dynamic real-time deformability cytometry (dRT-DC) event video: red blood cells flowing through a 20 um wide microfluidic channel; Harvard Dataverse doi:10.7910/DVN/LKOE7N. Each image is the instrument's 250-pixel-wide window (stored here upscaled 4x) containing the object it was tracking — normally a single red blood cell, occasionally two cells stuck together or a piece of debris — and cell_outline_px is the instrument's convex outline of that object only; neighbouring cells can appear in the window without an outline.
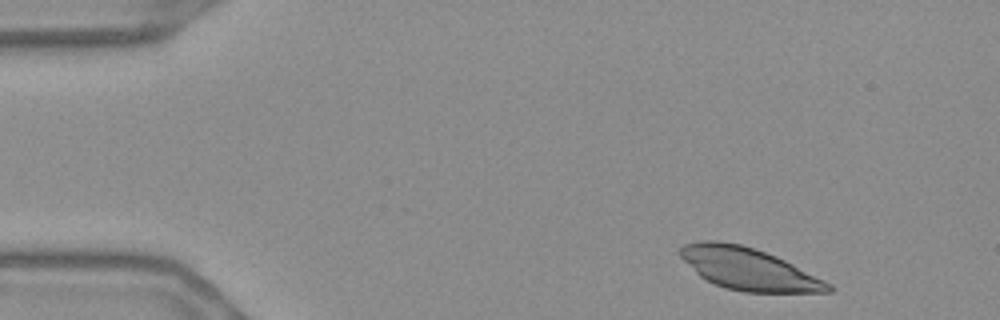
{"species": "Egyptian fruit bat (a non-hibernating species)", "species_latin": "Rousettus aegyptiacus", "temperature_condition": "warm", "stored_images_in_passage": 52, "camera_frame_rate_fps": 3000, "um_per_image_px": 0.085, "frame": {"image": 1, "passage_image": 3, "time_ms": 0.667, "image_size_px": [1000, 320], "cell_outline_px": [[836, 288], [832, 292], [744, 292], [724, 288], [704, 280], [680, 256], [680, 248], [684, 244], [700, 240], [716, 240], [740, 244], [756, 248], [776, 256], [832, 284]], "centroid_in_image_um": [63.62, 22.86], "position_along_channel_um": 21.4, "area_um2": 36.3}}